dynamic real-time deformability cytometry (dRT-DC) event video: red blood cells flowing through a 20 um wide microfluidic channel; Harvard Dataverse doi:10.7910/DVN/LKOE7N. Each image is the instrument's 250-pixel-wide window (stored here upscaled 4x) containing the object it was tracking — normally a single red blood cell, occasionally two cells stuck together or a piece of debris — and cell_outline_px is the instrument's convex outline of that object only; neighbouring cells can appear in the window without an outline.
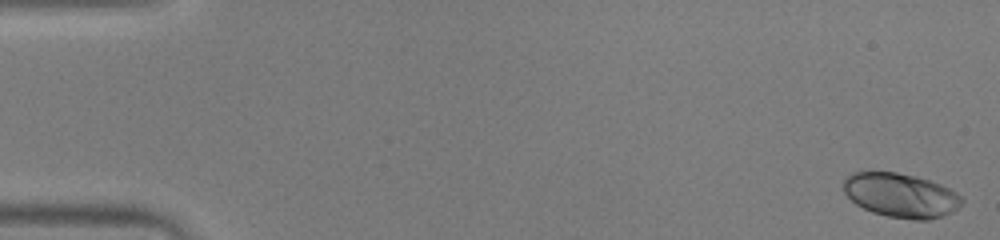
{"species": "human", "species_latin": "Homo sapiens", "temperature_condition": "warm", "stored_images_in_passage": 52, "camera_frame_rate_fps": 3000, "um_per_image_px": 0.085, "donor": {"sex": "male"}, "frame": {"image": 1, "passage_image": 1, "time_ms": 0.0, "image_size_px": [1000, 240], "cell_outline_px": [[964, 200], [952, 212], [928, 220], [912, 220], [888, 216], [872, 212], [856, 204], [844, 192], [844, 176], [852, 172], [896, 172], [916, 176], [940, 184], [956, 192]], "centroid_in_image_um": [76.55, 16.59], "position_along_channel_um": 8.5, "area_um2": 30.35}}
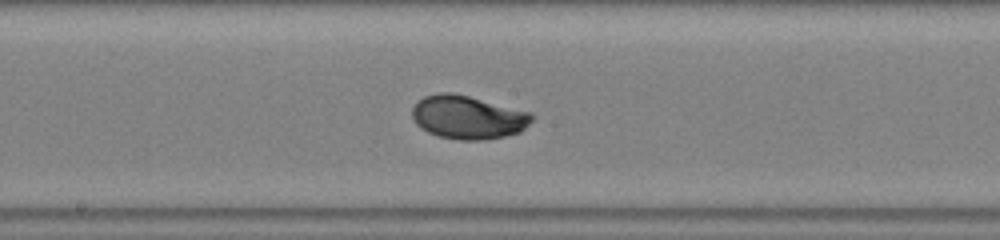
{"frame": {"image": 2, "passage_image": 28, "time_ms": 9.0, "image_size_px": [1000, 240], "cell_outline_px": [[532, 120], [520, 132], [504, 136], [480, 140], [460, 140], [440, 136], [428, 132], [420, 128], [416, 124], [412, 116], [412, 108], [424, 96], [440, 92], [452, 92], [532, 112]], "centroid_in_image_um": [39.76, 9.96], "position_along_channel_um": 208.4, "area_um2": 30.11}}
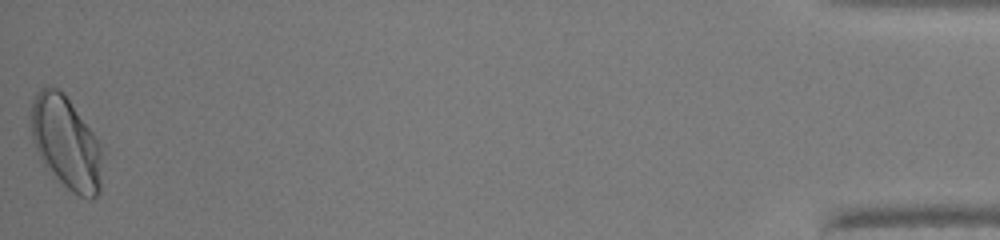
{"frame": {"image": 3, "passage_image": 52, "time_ms": 17.0, "image_size_px": [1000, 240], "cell_outline_px": [[100, 192], [92, 200], [80, 196], [72, 192], [40, 160], [32, 140], [32, 100], [36, 92], [40, 88], [48, 84], [52, 84], [60, 88], [64, 92], [92, 132], [100, 144]], "centroid_in_image_um": [5.58, 12.07], "position_along_channel_um": 429.6, "area_um2": 38.09}, "authors_computed_cell_mechanics": {"area_um2": 29.5936, "velocity_mm_per_s": 3.9641, "shape_relaxation_time_tau1_ms": 2.9425, "shape_relaxation_time_tau2_ms": null, "deformation_change_tau1": 0.1537, "deformation_change_tau2": null}}